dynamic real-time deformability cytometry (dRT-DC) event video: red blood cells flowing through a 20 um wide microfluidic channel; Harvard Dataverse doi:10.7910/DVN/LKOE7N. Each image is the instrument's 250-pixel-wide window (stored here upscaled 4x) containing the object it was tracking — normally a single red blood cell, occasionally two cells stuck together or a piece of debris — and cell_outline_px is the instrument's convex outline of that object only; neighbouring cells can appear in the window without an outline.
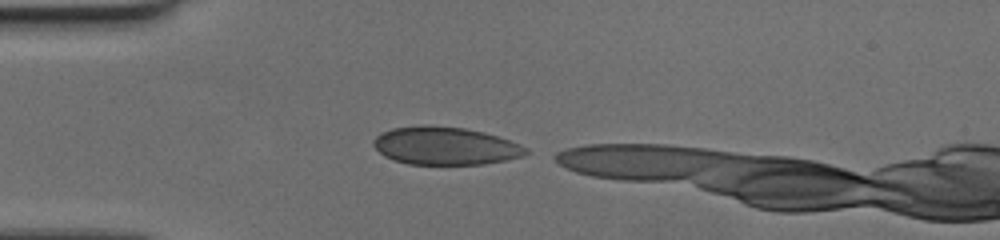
{"species": "human", "species_latin": "Homo sapiens", "temperature_condition": "cold", "stored_images_in_passage": 33, "camera_frame_rate_fps": 3000, "um_per_image_px": 0.085, "donor": {"sex": "female"}, "frame": {"image": 1, "passage_image": 1, "time_ms": 0.0, "image_size_px": [1000, 240], "cell_outline_px": [[532, 152], [524, 156], [484, 164], [408, 164], [392, 160], [384, 156], [372, 144], [372, 140], [380, 132], [392, 128], [424, 124], [464, 128], [484, 132], [520, 144], [528, 148]], "centroid_in_image_um": [37.83, 12.39], "position_along_channel_um": 47.2, "area_um2": 33.93}}
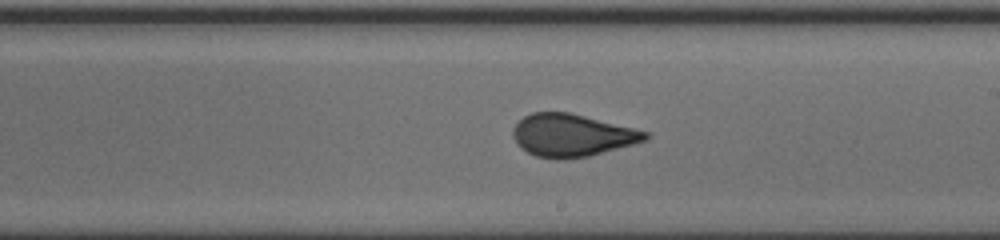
{"frame": {"image": 2, "passage_image": 19, "time_ms": 6.0, "image_size_px": [1000, 240], "cell_outline_px": [[648, 140], [588, 156], [564, 160], [556, 160], [536, 156], [520, 148], [516, 144], [512, 136], [512, 128], [524, 116], [532, 112], [568, 112], [648, 132]], "centroid_in_image_um": [48.55, 11.51], "position_along_channel_um": 240.4, "area_um2": 32.66}}
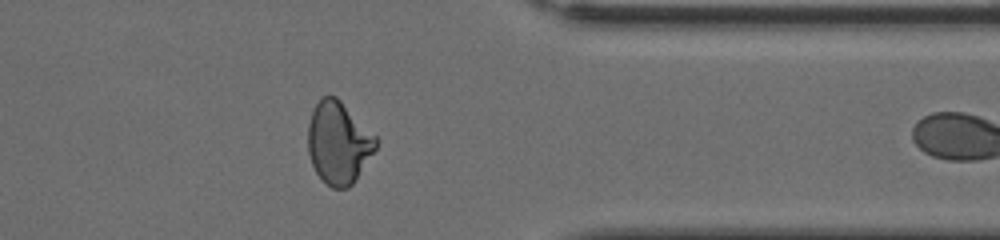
{"frame": {"image": 3, "passage_image": 32, "time_ms": 10.333, "image_size_px": [1000, 240], "cell_outline_px": [[380, 140], [376, 148], [352, 184], [348, 188], [332, 188], [316, 172], [312, 164], [308, 152], [308, 124], [312, 112], [316, 104], [324, 96], [336, 96]], "centroid_in_image_um": [28.78, 12.13], "position_along_channel_um": 382.6, "area_um2": 32.14}}